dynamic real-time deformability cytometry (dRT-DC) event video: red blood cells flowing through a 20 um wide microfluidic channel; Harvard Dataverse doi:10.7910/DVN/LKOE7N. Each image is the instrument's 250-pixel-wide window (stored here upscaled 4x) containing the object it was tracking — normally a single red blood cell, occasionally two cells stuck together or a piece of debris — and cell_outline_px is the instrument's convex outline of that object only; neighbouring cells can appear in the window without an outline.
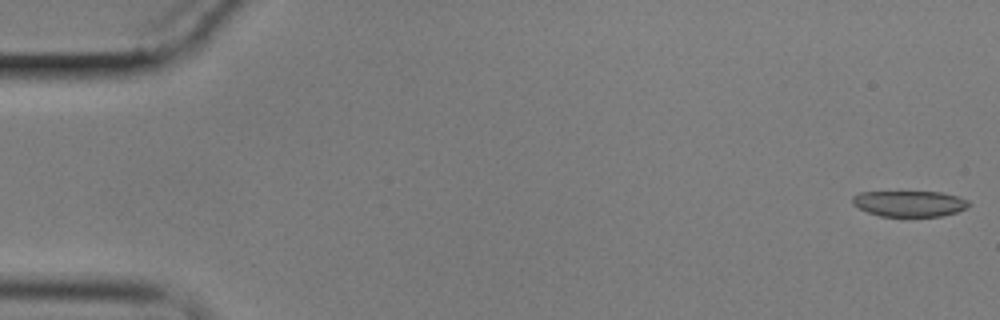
{"species": "common noctule bat (a hibernating species)", "species_latin": "Nyctalus noctula", "temperature_condition": "cold", "stored_images_in_passage": 57, "camera_frame_rate_fps": 3000, "um_per_image_px": 0.085, "animal": {"sex": "male", "body_mass_g": 17.9}, "frame": {"image": 1, "passage_image": 1, "time_ms": 0.0, "image_size_px": [1000, 320], "cell_outline_px": [[972, 204], [956, 212], [940, 216], [880, 216], [868, 212], [852, 204], [852, 196], [860, 192], [944, 192], [968, 200]], "centroid_in_image_um": [77.3, 17.3], "position_along_channel_um": 7.7, "area_um2": 17.46}}
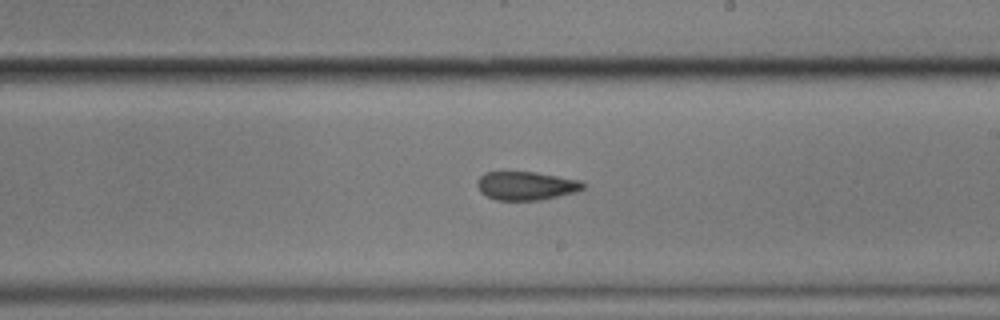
{"frame": {"image": 2, "passage_image": 33, "time_ms": 10.667, "image_size_px": [1000, 320], "cell_outline_px": [[584, 188], [576, 192], [540, 200], [496, 200], [480, 192], [476, 184], [476, 180], [484, 172], [536, 172], [580, 180], [584, 184]], "centroid_in_image_um": [44.69, 15.78], "position_along_channel_um": 244.3, "area_um2": 17.63}}
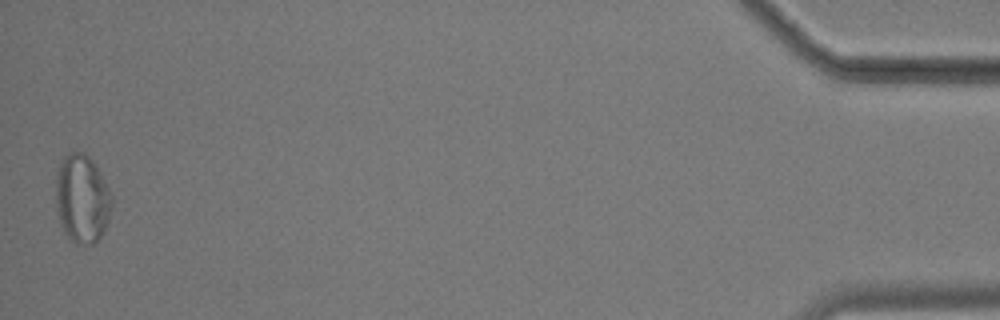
{"frame": {"image": 3, "passage_image": 57, "time_ms": 18.667, "image_size_px": [1000, 320], "cell_outline_px": [[112, 204], [108, 220], [100, 236], [92, 244], [76, 244], [64, 232], [60, 224], [56, 208], [56, 172], [64, 156], [72, 152], [84, 152], [92, 160], [112, 192]], "centroid_in_image_um": [6.97, 16.88], "position_along_channel_um": 428.2, "area_um2": 28.84}, "authors_computed_cell_mechanics": {"area_um2": 19.0162, "velocity_mm_per_s": 3.419, "shape_relaxation_time_tau1_ms": null, "shape_relaxation_time_tau2_ms": 4.64, "deformation_change_tau1": null, "deformation_change_tau2": 0.128}}